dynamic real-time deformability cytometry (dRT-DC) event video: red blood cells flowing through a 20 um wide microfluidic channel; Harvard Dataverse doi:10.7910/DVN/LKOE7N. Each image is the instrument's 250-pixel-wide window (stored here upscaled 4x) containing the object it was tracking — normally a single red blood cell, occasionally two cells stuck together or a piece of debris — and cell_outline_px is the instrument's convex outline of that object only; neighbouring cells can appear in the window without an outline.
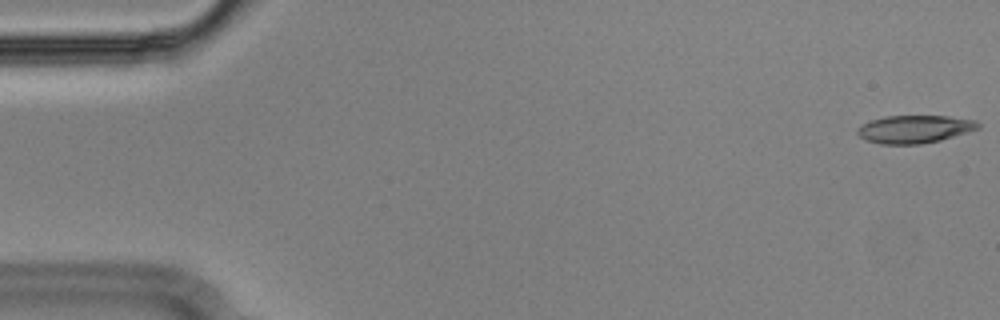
{"species": "Egyptian fruit bat (a non-hibernating species)", "species_latin": "Rousettus aegyptiacus", "temperature_condition": "cold", "stored_images_in_passage": 55, "camera_frame_rate_fps": 3000, "um_per_image_px": 0.085, "animal": {"sex": "male"}, "frame": {"image": 1, "passage_image": 1, "time_ms": 0.0, "image_size_px": [1000, 320], "cell_outline_px": [[980, 128], [940, 140], [920, 144], [880, 144], [868, 140], [860, 136], [856, 132], [864, 124], [872, 120], [884, 116], [948, 116], [976, 120], [980, 124]], "centroid_in_image_um": [77.77, 10.97], "position_along_channel_um": 7.2, "area_um2": 19.31}}
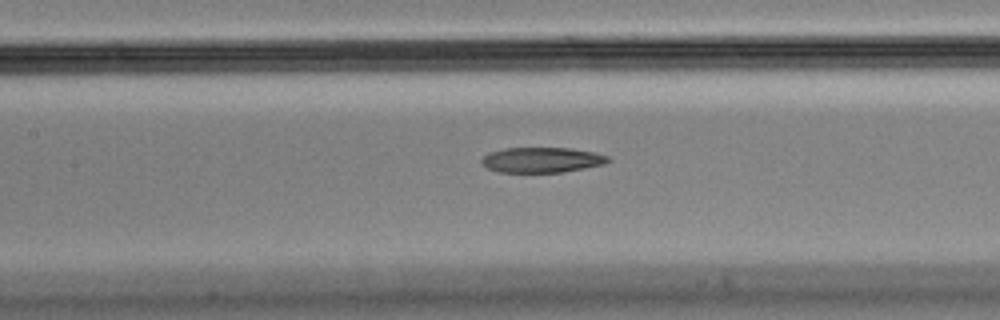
{"frame": {"image": 2, "passage_image": 25, "time_ms": 8.0, "image_size_px": [1000, 320], "cell_outline_px": [[612, 160], [604, 164], [584, 168], [560, 172], [496, 172], [488, 168], [480, 160], [488, 152], [504, 148], [572, 148], [592, 152], [608, 156]], "centroid_in_image_um": [46.04, 13.59], "position_along_channel_um": 161.4, "area_um2": 18.55}}
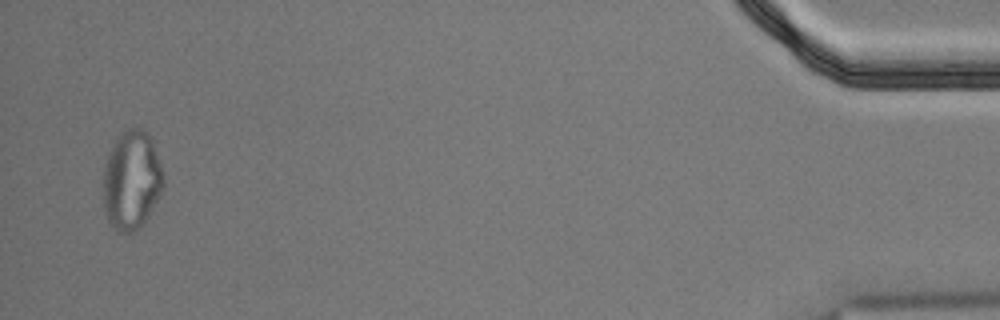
{"frame": {"image": 3, "passage_image": 54, "time_ms": 17.667, "image_size_px": [1000, 320], "cell_outline_px": [[164, 188], [144, 224], [140, 228], [132, 232], [116, 232], [112, 228], [108, 220], [104, 208], [104, 168], [108, 152], [124, 128], [144, 128], [148, 132], [152, 140], [160, 164], [164, 180]], "centroid_in_image_um": [11.19, 15.33], "position_along_channel_um": 424.0, "area_um2": 34.97}, "authors_computed_cell_mechanics": {"area_um2": 20.2878, "velocity_mm_per_s": 3.5929, "shape_relaxation_time_tau1_ms": null, "shape_relaxation_time_tau2_ms": 5.7522, "deformation_change_tau1": null, "deformation_change_tau2": 0.165}}